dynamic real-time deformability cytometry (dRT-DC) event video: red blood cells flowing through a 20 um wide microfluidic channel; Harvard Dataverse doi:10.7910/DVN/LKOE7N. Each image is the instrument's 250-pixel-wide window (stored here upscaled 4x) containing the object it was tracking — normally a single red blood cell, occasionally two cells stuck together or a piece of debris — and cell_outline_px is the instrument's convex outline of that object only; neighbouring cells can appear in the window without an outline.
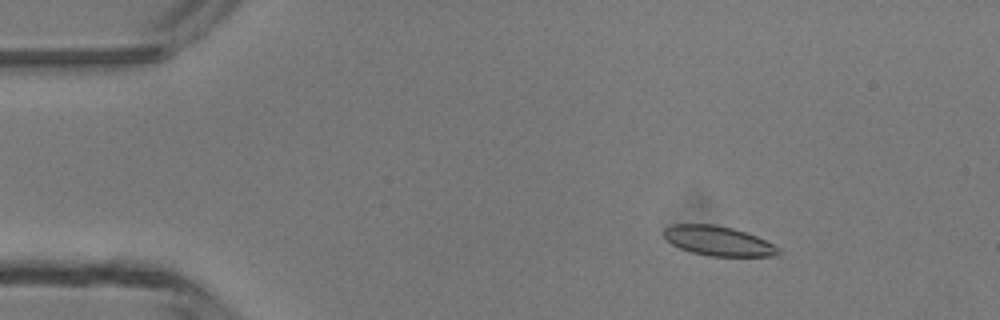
{"species": "common noctule bat (a hibernating species)", "species_latin": "Nyctalus noctula", "temperature_condition": "room temperature", "stored_images_in_passage": 2, "camera_frame_rate_fps": 3000, "um_per_image_px": 0.085, "animal": {"sex": "male", "body_mass_g": 13.3}, "frame": {"image": 1, "passage_image": 1, "time_ms": 0.0, "image_size_px": [1000, 320], "cell_outline_px": [[780, 252], [776, 256], [708, 256], [692, 252], [680, 248], [672, 244], [664, 236], [664, 228], [676, 224], [712, 224], [732, 228], [756, 236], [780, 248]], "centroid_in_image_um": [61.05, 20.48], "position_along_channel_um": 24.0, "area_um2": 19.54}}